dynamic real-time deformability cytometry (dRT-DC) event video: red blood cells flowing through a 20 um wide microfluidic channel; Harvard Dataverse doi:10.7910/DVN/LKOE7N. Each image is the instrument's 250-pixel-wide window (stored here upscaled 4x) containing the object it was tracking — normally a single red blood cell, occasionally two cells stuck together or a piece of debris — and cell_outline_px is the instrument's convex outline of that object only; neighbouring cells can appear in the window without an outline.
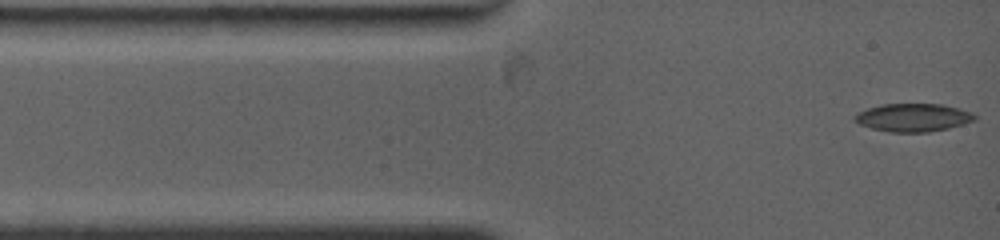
{"species": "common noctule bat (a hibernating species)", "species_latin": "Nyctalus noctula", "temperature_condition": "warm", "stored_images_in_passage": 53, "camera_frame_rate_fps": 4500, "um_per_image_px": 0.085, "animal": {"sex": "female", "body_mass_g": 19.0, "forearm_length_mm": 53.3}, "frame": {"image": 1, "passage_image": 1, "time_ms": 0.0, "image_size_px": [1000, 240], "cell_outline_px": [[976, 120], [948, 128], [928, 132], [888, 132], [872, 128], [860, 124], [852, 116], [868, 108], [884, 104], [940, 104], [972, 112], [976, 116]], "centroid_in_image_um": [77.62, 9.99], "position_along_channel_um": 7.4, "area_um2": 19.36}}
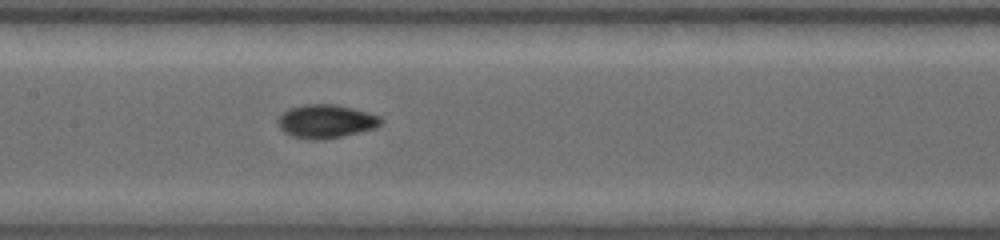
{"frame": {"image": 2, "passage_image": 22, "time_ms": 5.556, "image_size_px": [1000, 240], "cell_outline_px": [[384, 124], [376, 128], [324, 140], [308, 140], [292, 136], [284, 132], [280, 128], [276, 120], [288, 108], [304, 104], [336, 104], [368, 112], [380, 116], [384, 120]], "centroid_in_image_um": [27.72, 10.31], "position_along_channel_um": 179.7, "area_um2": 20.4}}
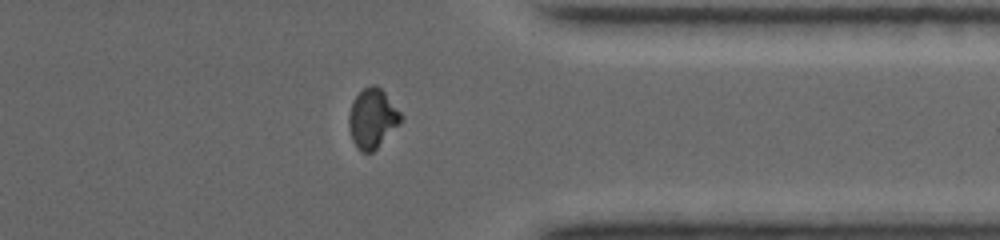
{"frame": {"image": 3, "passage_image": 44, "time_ms": 10.889, "image_size_px": [1000, 240], "cell_outline_px": [[400, 124], [372, 152], [360, 152], [356, 148], [352, 140], [348, 128], [348, 116], [352, 100], [364, 88], [372, 84], [376, 84], [384, 92], [400, 112]], "centroid_in_image_um": [31.61, 10.07], "position_along_channel_um": 379.8, "area_um2": 17.92}}